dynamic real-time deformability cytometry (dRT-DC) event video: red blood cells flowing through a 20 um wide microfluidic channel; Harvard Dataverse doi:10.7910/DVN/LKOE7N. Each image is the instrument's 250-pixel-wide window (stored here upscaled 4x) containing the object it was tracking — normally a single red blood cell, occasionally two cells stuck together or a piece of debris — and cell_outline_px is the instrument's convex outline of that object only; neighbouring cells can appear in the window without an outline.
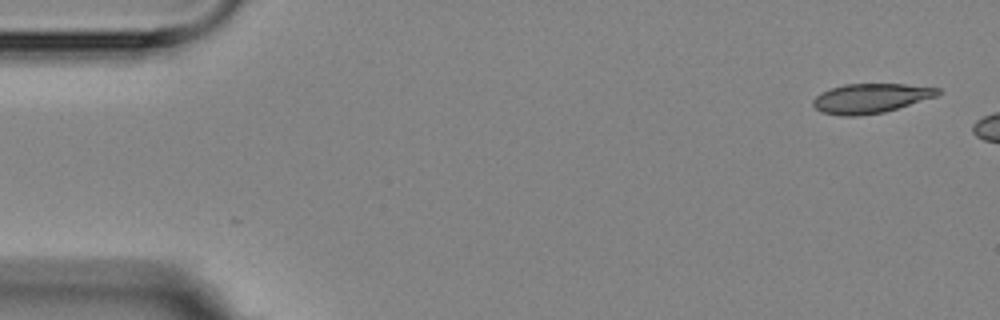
{"species": "Egyptian fruit bat (a non-hibernating species)", "species_latin": "Rousettus aegyptiacus", "temperature_condition": "room temperature", "stored_images_in_passage": 5, "camera_frame_rate_fps": 3000, "um_per_image_px": 0.085, "animal": {"sex": "female"}, "frame": {"image": 1, "passage_image": 1, "time_ms": 0.0, "image_size_px": [1000, 320], "cell_outline_px": [[940, 92], [936, 96], [884, 112], [856, 116], [840, 116], [820, 112], [812, 104], [812, 100], [820, 92], [844, 84], [904, 84], [940, 88]], "centroid_in_image_um": [73.95, 8.36], "position_along_channel_um": 11.0, "area_um2": 21.39}}